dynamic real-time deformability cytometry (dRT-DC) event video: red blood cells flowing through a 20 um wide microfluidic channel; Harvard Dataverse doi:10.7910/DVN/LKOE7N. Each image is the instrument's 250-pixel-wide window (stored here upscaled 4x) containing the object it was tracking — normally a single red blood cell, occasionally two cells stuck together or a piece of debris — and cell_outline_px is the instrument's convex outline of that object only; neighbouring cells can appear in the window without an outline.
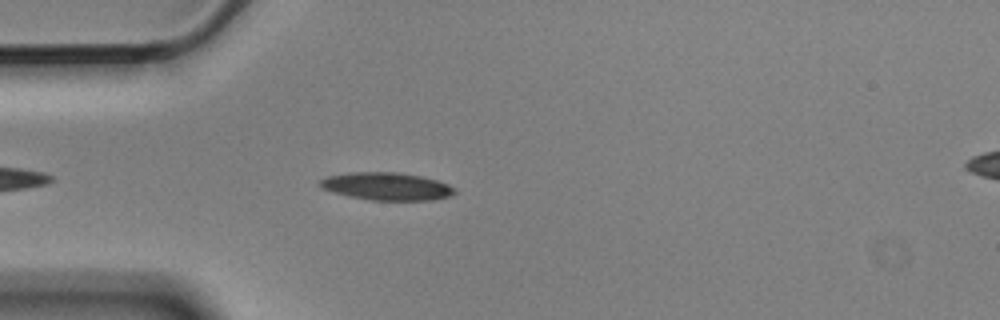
{"species": "Egyptian fruit bat (a non-hibernating species)", "species_latin": "Rousettus aegyptiacus", "temperature_condition": "cold", "stored_images_in_passage": 2, "camera_frame_rate_fps": 3000, "um_per_image_px": 0.085, "animal": {"sex": "male"}, "frame": {"image": 1, "passage_image": 2, "time_ms": 0.333, "image_size_px": [1000, 320], "cell_outline_px": [[456, 192], [452, 196], [432, 200], [372, 200], [352, 196], [336, 192], [324, 188], [320, 184], [320, 180], [328, 176], [348, 172], [400, 172], [420, 176], [436, 180], [448, 184], [456, 188]], "centroid_in_image_um": [32.95, 15.83], "position_along_channel_um": 52.1, "area_um2": 21.5}}